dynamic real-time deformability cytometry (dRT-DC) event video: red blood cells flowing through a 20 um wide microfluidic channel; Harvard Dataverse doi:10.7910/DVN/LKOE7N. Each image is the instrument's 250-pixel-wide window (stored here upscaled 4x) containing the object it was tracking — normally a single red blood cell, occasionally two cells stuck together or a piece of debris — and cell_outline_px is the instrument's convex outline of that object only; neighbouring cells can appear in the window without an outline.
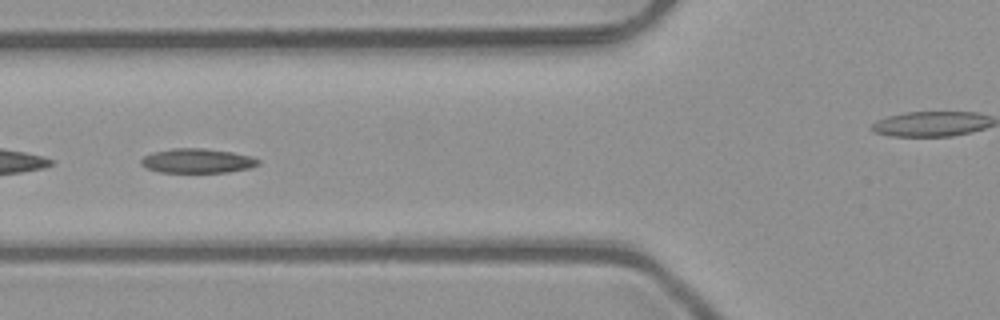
{"species": "common noctule bat (a hibernating species)", "species_latin": "Nyctalus noctula", "temperature_condition": "room temperature", "stored_images_in_passage": 7, "camera_frame_rate_fps": 3000, "um_per_image_px": 0.085, "animal": {"sex": "male", "body_mass_g": 23.1, "forearm_length_mm": 52.7}, "frame": {"image": 1, "passage_image": 7, "time_ms": 2.0, "image_size_px": [1000, 320], "cell_outline_px": [[260, 164], [248, 168], [228, 172], [160, 172], [148, 168], [140, 164], [140, 160], [144, 156], [152, 152], [172, 148], [204, 148], [232, 152], [248, 156], [260, 160]], "centroid_in_image_um": [16.74, 13.66], "position_along_channel_um": 109.1, "area_um2": 16.59}}